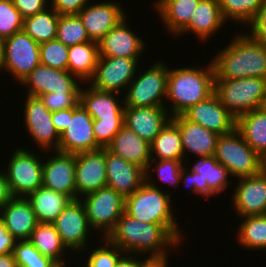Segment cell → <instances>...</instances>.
Listing matches in <instances>:
<instances>
[{"label": "cell", "instance_id": "obj_1", "mask_svg": "<svg viewBox=\"0 0 266 267\" xmlns=\"http://www.w3.org/2000/svg\"><path fill=\"white\" fill-rule=\"evenodd\" d=\"M106 239L124 253L148 256L169 255L180 242L161 224L139 221L124 212ZM170 247V248H169ZM168 252V253H167Z\"/></svg>", "mask_w": 266, "mask_h": 267}, {"label": "cell", "instance_id": "obj_2", "mask_svg": "<svg viewBox=\"0 0 266 267\" xmlns=\"http://www.w3.org/2000/svg\"><path fill=\"white\" fill-rule=\"evenodd\" d=\"M236 34L211 60L215 79H266V45L255 41L246 31Z\"/></svg>", "mask_w": 266, "mask_h": 267}, {"label": "cell", "instance_id": "obj_3", "mask_svg": "<svg viewBox=\"0 0 266 267\" xmlns=\"http://www.w3.org/2000/svg\"><path fill=\"white\" fill-rule=\"evenodd\" d=\"M203 67L168 68L167 97L171 116L182 115L193 105L210 97L215 91L212 61ZM170 110V111H169Z\"/></svg>", "mask_w": 266, "mask_h": 267}, {"label": "cell", "instance_id": "obj_4", "mask_svg": "<svg viewBox=\"0 0 266 267\" xmlns=\"http://www.w3.org/2000/svg\"><path fill=\"white\" fill-rule=\"evenodd\" d=\"M151 186L146 181L132 195L125 198V212L139 221L163 225L181 244L185 238L174 218L172 194Z\"/></svg>", "mask_w": 266, "mask_h": 267}, {"label": "cell", "instance_id": "obj_5", "mask_svg": "<svg viewBox=\"0 0 266 267\" xmlns=\"http://www.w3.org/2000/svg\"><path fill=\"white\" fill-rule=\"evenodd\" d=\"M221 104L237 119L255 109L266 107V79H215Z\"/></svg>", "mask_w": 266, "mask_h": 267}, {"label": "cell", "instance_id": "obj_6", "mask_svg": "<svg viewBox=\"0 0 266 267\" xmlns=\"http://www.w3.org/2000/svg\"><path fill=\"white\" fill-rule=\"evenodd\" d=\"M143 73L138 72L124 94L125 107L165 106L167 97L168 65L157 60ZM165 98V100H164Z\"/></svg>", "mask_w": 266, "mask_h": 267}, {"label": "cell", "instance_id": "obj_7", "mask_svg": "<svg viewBox=\"0 0 266 267\" xmlns=\"http://www.w3.org/2000/svg\"><path fill=\"white\" fill-rule=\"evenodd\" d=\"M214 157L237 179L261 172V157L236 128L230 133L219 135Z\"/></svg>", "mask_w": 266, "mask_h": 267}, {"label": "cell", "instance_id": "obj_8", "mask_svg": "<svg viewBox=\"0 0 266 267\" xmlns=\"http://www.w3.org/2000/svg\"><path fill=\"white\" fill-rule=\"evenodd\" d=\"M79 199L84 205L92 231L102 232L101 238L109 235L120 216L125 212V198L108 186Z\"/></svg>", "mask_w": 266, "mask_h": 267}, {"label": "cell", "instance_id": "obj_9", "mask_svg": "<svg viewBox=\"0 0 266 267\" xmlns=\"http://www.w3.org/2000/svg\"><path fill=\"white\" fill-rule=\"evenodd\" d=\"M27 148L12 151L4 169L13 197H26L42 186L43 160L35 150Z\"/></svg>", "mask_w": 266, "mask_h": 267}, {"label": "cell", "instance_id": "obj_10", "mask_svg": "<svg viewBox=\"0 0 266 267\" xmlns=\"http://www.w3.org/2000/svg\"><path fill=\"white\" fill-rule=\"evenodd\" d=\"M192 165L190 169L184 165L180 178L182 183L190 187L191 192L209 199L210 196L228 190L231 174L214 156L198 158Z\"/></svg>", "mask_w": 266, "mask_h": 267}, {"label": "cell", "instance_id": "obj_11", "mask_svg": "<svg viewBox=\"0 0 266 267\" xmlns=\"http://www.w3.org/2000/svg\"><path fill=\"white\" fill-rule=\"evenodd\" d=\"M40 64V45L24 30L3 40L2 72L15 78L20 84Z\"/></svg>", "mask_w": 266, "mask_h": 267}, {"label": "cell", "instance_id": "obj_12", "mask_svg": "<svg viewBox=\"0 0 266 267\" xmlns=\"http://www.w3.org/2000/svg\"><path fill=\"white\" fill-rule=\"evenodd\" d=\"M139 59L99 56L94 76L88 84L96 90L121 94L140 70Z\"/></svg>", "mask_w": 266, "mask_h": 267}, {"label": "cell", "instance_id": "obj_13", "mask_svg": "<svg viewBox=\"0 0 266 267\" xmlns=\"http://www.w3.org/2000/svg\"><path fill=\"white\" fill-rule=\"evenodd\" d=\"M22 107L24 108V127L27 130L25 132L32 137L34 144H38V148L45 152L58 151L60 134L52 122V112L39 97L29 95L25 96V103Z\"/></svg>", "mask_w": 266, "mask_h": 267}, {"label": "cell", "instance_id": "obj_14", "mask_svg": "<svg viewBox=\"0 0 266 267\" xmlns=\"http://www.w3.org/2000/svg\"><path fill=\"white\" fill-rule=\"evenodd\" d=\"M53 224L67 250L81 254L87 249L92 229L80 199L71 200Z\"/></svg>", "mask_w": 266, "mask_h": 267}, {"label": "cell", "instance_id": "obj_15", "mask_svg": "<svg viewBox=\"0 0 266 267\" xmlns=\"http://www.w3.org/2000/svg\"><path fill=\"white\" fill-rule=\"evenodd\" d=\"M101 149L93 132V118L79 104L68 109L67 128L60 135L58 151L77 154Z\"/></svg>", "mask_w": 266, "mask_h": 267}, {"label": "cell", "instance_id": "obj_16", "mask_svg": "<svg viewBox=\"0 0 266 267\" xmlns=\"http://www.w3.org/2000/svg\"><path fill=\"white\" fill-rule=\"evenodd\" d=\"M77 80L79 79L69 71L53 69L40 63L17 85L28 88L26 95L39 97L51 92L80 93L82 82Z\"/></svg>", "mask_w": 266, "mask_h": 267}, {"label": "cell", "instance_id": "obj_17", "mask_svg": "<svg viewBox=\"0 0 266 267\" xmlns=\"http://www.w3.org/2000/svg\"><path fill=\"white\" fill-rule=\"evenodd\" d=\"M106 185L105 148L75 154L76 199Z\"/></svg>", "mask_w": 266, "mask_h": 267}, {"label": "cell", "instance_id": "obj_18", "mask_svg": "<svg viewBox=\"0 0 266 267\" xmlns=\"http://www.w3.org/2000/svg\"><path fill=\"white\" fill-rule=\"evenodd\" d=\"M239 180V181H238ZM236 179L232 191L233 210L239 217L266 214V173Z\"/></svg>", "mask_w": 266, "mask_h": 267}, {"label": "cell", "instance_id": "obj_19", "mask_svg": "<svg viewBox=\"0 0 266 267\" xmlns=\"http://www.w3.org/2000/svg\"><path fill=\"white\" fill-rule=\"evenodd\" d=\"M51 153L49 158L48 155L44 158L48 160H43L42 186L64 193L75 200V154L60 151Z\"/></svg>", "mask_w": 266, "mask_h": 267}, {"label": "cell", "instance_id": "obj_20", "mask_svg": "<svg viewBox=\"0 0 266 267\" xmlns=\"http://www.w3.org/2000/svg\"><path fill=\"white\" fill-rule=\"evenodd\" d=\"M182 115L218 135L230 133L236 128V118L221 104L215 92Z\"/></svg>", "mask_w": 266, "mask_h": 267}, {"label": "cell", "instance_id": "obj_21", "mask_svg": "<svg viewBox=\"0 0 266 267\" xmlns=\"http://www.w3.org/2000/svg\"><path fill=\"white\" fill-rule=\"evenodd\" d=\"M120 3L103 1L88 3L79 13L88 37L99 42L112 28L127 15Z\"/></svg>", "mask_w": 266, "mask_h": 267}, {"label": "cell", "instance_id": "obj_22", "mask_svg": "<svg viewBox=\"0 0 266 267\" xmlns=\"http://www.w3.org/2000/svg\"><path fill=\"white\" fill-rule=\"evenodd\" d=\"M107 185L124 198L132 195L145 182V170L127 162L105 148Z\"/></svg>", "mask_w": 266, "mask_h": 267}, {"label": "cell", "instance_id": "obj_23", "mask_svg": "<svg viewBox=\"0 0 266 267\" xmlns=\"http://www.w3.org/2000/svg\"><path fill=\"white\" fill-rule=\"evenodd\" d=\"M169 107H124V125L143 140L152 143L172 116Z\"/></svg>", "mask_w": 266, "mask_h": 267}, {"label": "cell", "instance_id": "obj_24", "mask_svg": "<svg viewBox=\"0 0 266 267\" xmlns=\"http://www.w3.org/2000/svg\"><path fill=\"white\" fill-rule=\"evenodd\" d=\"M127 16L99 42V56L140 58L146 43L127 24Z\"/></svg>", "mask_w": 266, "mask_h": 267}, {"label": "cell", "instance_id": "obj_25", "mask_svg": "<svg viewBox=\"0 0 266 267\" xmlns=\"http://www.w3.org/2000/svg\"><path fill=\"white\" fill-rule=\"evenodd\" d=\"M171 120L180 130L184 159L187 154L190 155L189 152L198 158L214 156L219 137L217 133L187 120L183 115L172 116Z\"/></svg>", "mask_w": 266, "mask_h": 267}, {"label": "cell", "instance_id": "obj_26", "mask_svg": "<svg viewBox=\"0 0 266 267\" xmlns=\"http://www.w3.org/2000/svg\"><path fill=\"white\" fill-rule=\"evenodd\" d=\"M0 219L17 241L29 240L38 223L26 197H12L0 210Z\"/></svg>", "mask_w": 266, "mask_h": 267}, {"label": "cell", "instance_id": "obj_27", "mask_svg": "<svg viewBox=\"0 0 266 267\" xmlns=\"http://www.w3.org/2000/svg\"><path fill=\"white\" fill-rule=\"evenodd\" d=\"M225 24L227 23L222 17L219 0H200L190 23L177 36L190 32L203 43L210 40Z\"/></svg>", "mask_w": 266, "mask_h": 267}, {"label": "cell", "instance_id": "obj_28", "mask_svg": "<svg viewBox=\"0 0 266 267\" xmlns=\"http://www.w3.org/2000/svg\"><path fill=\"white\" fill-rule=\"evenodd\" d=\"M112 153L144 170L151 161V144L140 138L127 126H123L106 147Z\"/></svg>", "mask_w": 266, "mask_h": 267}, {"label": "cell", "instance_id": "obj_29", "mask_svg": "<svg viewBox=\"0 0 266 267\" xmlns=\"http://www.w3.org/2000/svg\"><path fill=\"white\" fill-rule=\"evenodd\" d=\"M88 86L81 87L80 104L93 119L124 117L125 103L124 100L119 101V93L100 91Z\"/></svg>", "mask_w": 266, "mask_h": 267}, {"label": "cell", "instance_id": "obj_30", "mask_svg": "<svg viewBox=\"0 0 266 267\" xmlns=\"http://www.w3.org/2000/svg\"><path fill=\"white\" fill-rule=\"evenodd\" d=\"M200 0H160L153 7L166 32L176 36L190 23Z\"/></svg>", "mask_w": 266, "mask_h": 267}, {"label": "cell", "instance_id": "obj_31", "mask_svg": "<svg viewBox=\"0 0 266 267\" xmlns=\"http://www.w3.org/2000/svg\"><path fill=\"white\" fill-rule=\"evenodd\" d=\"M38 222L53 223L72 200L68 195L43 186L26 196Z\"/></svg>", "mask_w": 266, "mask_h": 267}, {"label": "cell", "instance_id": "obj_32", "mask_svg": "<svg viewBox=\"0 0 266 267\" xmlns=\"http://www.w3.org/2000/svg\"><path fill=\"white\" fill-rule=\"evenodd\" d=\"M99 58V44L95 41L71 45L68 48L67 71L86 84L94 76ZM84 82V83H83Z\"/></svg>", "mask_w": 266, "mask_h": 267}, {"label": "cell", "instance_id": "obj_33", "mask_svg": "<svg viewBox=\"0 0 266 267\" xmlns=\"http://www.w3.org/2000/svg\"><path fill=\"white\" fill-rule=\"evenodd\" d=\"M236 129L260 157L266 153V107L238 117Z\"/></svg>", "mask_w": 266, "mask_h": 267}, {"label": "cell", "instance_id": "obj_34", "mask_svg": "<svg viewBox=\"0 0 266 267\" xmlns=\"http://www.w3.org/2000/svg\"><path fill=\"white\" fill-rule=\"evenodd\" d=\"M29 241L45 257L55 263H63L67 248L62 243L53 223L38 222L33 230Z\"/></svg>", "mask_w": 266, "mask_h": 267}, {"label": "cell", "instance_id": "obj_35", "mask_svg": "<svg viewBox=\"0 0 266 267\" xmlns=\"http://www.w3.org/2000/svg\"><path fill=\"white\" fill-rule=\"evenodd\" d=\"M151 160H184L180 130L172 120L151 143Z\"/></svg>", "mask_w": 266, "mask_h": 267}, {"label": "cell", "instance_id": "obj_36", "mask_svg": "<svg viewBox=\"0 0 266 267\" xmlns=\"http://www.w3.org/2000/svg\"><path fill=\"white\" fill-rule=\"evenodd\" d=\"M59 15L50 6L44 11L24 18L23 30L39 45L56 39Z\"/></svg>", "mask_w": 266, "mask_h": 267}, {"label": "cell", "instance_id": "obj_37", "mask_svg": "<svg viewBox=\"0 0 266 267\" xmlns=\"http://www.w3.org/2000/svg\"><path fill=\"white\" fill-rule=\"evenodd\" d=\"M240 225L237 227V243L243 249H266V214L241 217Z\"/></svg>", "mask_w": 266, "mask_h": 267}, {"label": "cell", "instance_id": "obj_38", "mask_svg": "<svg viewBox=\"0 0 266 267\" xmlns=\"http://www.w3.org/2000/svg\"><path fill=\"white\" fill-rule=\"evenodd\" d=\"M184 163H186V161L184 162L183 160H151L145 170V181L151 186H156L155 178H158L161 184L165 183L171 188L174 187V189H176V187H179L181 184V170L185 165ZM151 170L153 173H151ZM154 173L157 175L155 176Z\"/></svg>", "mask_w": 266, "mask_h": 267}, {"label": "cell", "instance_id": "obj_39", "mask_svg": "<svg viewBox=\"0 0 266 267\" xmlns=\"http://www.w3.org/2000/svg\"><path fill=\"white\" fill-rule=\"evenodd\" d=\"M265 0H219L225 21L247 25L263 6Z\"/></svg>", "mask_w": 266, "mask_h": 267}, {"label": "cell", "instance_id": "obj_40", "mask_svg": "<svg viewBox=\"0 0 266 267\" xmlns=\"http://www.w3.org/2000/svg\"><path fill=\"white\" fill-rule=\"evenodd\" d=\"M56 39L66 46L91 41L79 15L59 16Z\"/></svg>", "mask_w": 266, "mask_h": 267}, {"label": "cell", "instance_id": "obj_41", "mask_svg": "<svg viewBox=\"0 0 266 267\" xmlns=\"http://www.w3.org/2000/svg\"><path fill=\"white\" fill-rule=\"evenodd\" d=\"M13 254L18 267H52L55 264L42 255L29 240L16 241Z\"/></svg>", "mask_w": 266, "mask_h": 267}, {"label": "cell", "instance_id": "obj_42", "mask_svg": "<svg viewBox=\"0 0 266 267\" xmlns=\"http://www.w3.org/2000/svg\"><path fill=\"white\" fill-rule=\"evenodd\" d=\"M68 48L58 39L40 44V63L51 67L67 71Z\"/></svg>", "mask_w": 266, "mask_h": 267}, {"label": "cell", "instance_id": "obj_43", "mask_svg": "<svg viewBox=\"0 0 266 267\" xmlns=\"http://www.w3.org/2000/svg\"><path fill=\"white\" fill-rule=\"evenodd\" d=\"M102 239L100 247L96 246L90 251L85 260V267H115L124 252L117 246L111 244L106 238Z\"/></svg>", "mask_w": 266, "mask_h": 267}, {"label": "cell", "instance_id": "obj_44", "mask_svg": "<svg viewBox=\"0 0 266 267\" xmlns=\"http://www.w3.org/2000/svg\"><path fill=\"white\" fill-rule=\"evenodd\" d=\"M24 18L12 0H0V39L5 40L23 30Z\"/></svg>", "mask_w": 266, "mask_h": 267}, {"label": "cell", "instance_id": "obj_45", "mask_svg": "<svg viewBox=\"0 0 266 267\" xmlns=\"http://www.w3.org/2000/svg\"><path fill=\"white\" fill-rule=\"evenodd\" d=\"M123 126L124 117L93 119V132L97 144L101 148H106Z\"/></svg>", "mask_w": 266, "mask_h": 267}, {"label": "cell", "instance_id": "obj_46", "mask_svg": "<svg viewBox=\"0 0 266 267\" xmlns=\"http://www.w3.org/2000/svg\"><path fill=\"white\" fill-rule=\"evenodd\" d=\"M40 100L50 112L76 108L80 104V93H44Z\"/></svg>", "mask_w": 266, "mask_h": 267}, {"label": "cell", "instance_id": "obj_47", "mask_svg": "<svg viewBox=\"0 0 266 267\" xmlns=\"http://www.w3.org/2000/svg\"><path fill=\"white\" fill-rule=\"evenodd\" d=\"M249 26L247 33L255 41L266 45V0L253 19L246 25Z\"/></svg>", "mask_w": 266, "mask_h": 267}, {"label": "cell", "instance_id": "obj_48", "mask_svg": "<svg viewBox=\"0 0 266 267\" xmlns=\"http://www.w3.org/2000/svg\"><path fill=\"white\" fill-rule=\"evenodd\" d=\"M90 0H50V6L59 15H78Z\"/></svg>", "mask_w": 266, "mask_h": 267}, {"label": "cell", "instance_id": "obj_49", "mask_svg": "<svg viewBox=\"0 0 266 267\" xmlns=\"http://www.w3.org/2000/svg\"><path fill=\"white\" fill-rule=\"evenodd\" d=\"M12 2L23 18L40 13L50 7V0H12Z\"/></svg>", "mask_w": 266, "mask_h": 267}, {"label": "cell", "instance_id": "obj_50", "mask_svg": "<svg viewBox=\"0 0 266 267\" xmlns=\"http://www.w3.org/2000/svg\"><path fill=\"white\" fill-rule=\"evenodd\" d=\"M16 239L7 231L3 221L0 219V255L13 252Z\"/></svg>", "mask_w": 266, "mask_h": 267}, {"label": "cell", "instance_id": "obj_51", "mask_svg": "<svg viewBox=\"0 0 266 267\" xmlns=\"http://www.w3.org/2000/svg\"><path fill=\"white\" fill-rule=\"evenodd\" d=\"M51 117L55 129L61 135L67 128L68 109L52 112Z\"/></svg>", "mask_w": 266, "mask_h": 267}, {"label": "cell", "instance_id": "obj_52", "mask_svg": "<svg viewBox=\"0 0 266 267\" xmlns=\"http://www.w3.org/2000/svg\"><path fill=\"white\" fill-rule=\"evenodd\" d=\"M8 180L4 170H0V210L7 204L12 198Z\"/></svg>", "mask_w": 266, "mask_h": 267}, {"label": "cell", "instance_id": "obj_53", "mask_svg": "<svg viewBox=\"0 0 266 267\" xmlns=\"http://www.w3.org/2000/svg\"><path fill=\"white\" fill-rule=\"evenodd\" d=\"M168 255L143 257L139 267H169Z\"/></svg>", "mask_w": 266, "mask_h": 267}, {"label": "cell", "instance_id": "obj_54", "mask_svg": "<svg viewBox=\"0 0 266 267\" xmlns=\"http://www.w3.org/2000/svg\"><path fill=\"white\" fill-rule=\"evenodd\" d=\"M137 256H139V258ZM140 257L143 256L124 253L116 263L115 267H139V264L141 263Z\"/></svg>", "mask_w": 266, "mask_h": 267}, {"label": "cell", "instance_id": "obj_55", "mask_svg": "<svg viewBox=\"0 0 266 267\" xmlns=\"http://www.w3.org/2000/svg\"><path fill=\"white\" fill-rule=\"evenodd\" d=\"M0 267H18L13 252L0 255Z\"/></svg>", "mask_w": 266, "mask_h": 267}, {"label": "cell", "instance_id": "obj_56", "mask_svg": "<svg viewBox=\"0 0 266 267\" xmlns=\"http://www.w3.org/2000/svg\"><path fill=\"white\" fill-rule=\"evenodd\" d=\"M3 66V40L0 39V71Z\"/></svg>", "mask_w": 266, "mask_h": 267}, {"label": "cell", "instance_id": "obj_57", "mask_svg": "<svg viewBox=\"0 0 266 267\" xmlns=\"http://www.w3.org/2000/svg\"><path fill=\"white\" fill-rule=\"evenodd\" d=\"M261 171L266 173V153L261 156Z\"/></svg>", "mask_w": 266, "mask_h": 267}, {"label": "cell", "instance_id": "obj_58", "mask_svg": "<svg viewBox=\"0 0 266 267\" xmlns=\"http://www.w3.org/2000/svg\"><path fill=\"white\" fill-rule=\"evenodd\" d=\"M52 267H67L66 262L63 263H55Z\"/></svg>", "mask_w": 266, "mask_h": 267}, {"label": "cell", "instance_id": "obj_59", "mask_svg": "<svg viewBox=\"0 0 266 267\" xmlns=\"http://www.w3.org/2000/svg\"><path fill=\"white\" fill-rule=\"evenodd\" d=\"M155 2H154V4L153 5H155L158 1H160V0H154Z\"/></svg>", "mask_w": 266, "mask_h": 267}]
</instances>
